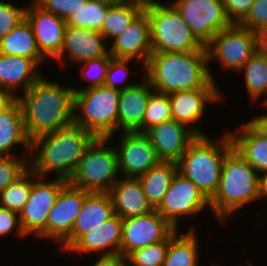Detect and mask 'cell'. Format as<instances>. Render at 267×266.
Wrapping results in <instances>:
<instances>
[{
	"instance_id": "cell-6",
	"label": "cell",
	"mask_w": 267,
	"mask_h": 266,
	"mask_svg": "<svg viewBox=\"0 0 267 266\" xmlns=\"http://www.w3.org/2000/svg\"><path fill=\"white\" fill-rule=\"evenodd\" d=\"M120 90L106 86L75 91L73 120L96 138L115 137L118 133Z\"/></svg>"
},
{
	"instance_id": "cell-41",
	"label": "cell",
	"mask_w": 267,
	"mask_h": 266,
	"mask_svg": "<svg viewBox=\"0 0 267 266\" xmlns=\"http://www.w3.org/2000/svg\"><path fill=\"white\" fill-rule=\"evenodd\" d=\"M239 25L260 34L267 27V0H255L249 14Z\"/></svg>"
},
{
	"instance_id": "cell-39",
	"label": "cell",
	"mask_w": 267,
	"mask_h": 266,
	"mask_svg": "<svg viewBox=\"0 0 267 266\" xmlns=\"http://www.w3.org/2000/svg\"><path fill=\"white\" fill-rule=\"evenodd\" d=\"M132 59H115L110 60L107 70L104 86L124 90L135 86L137 82L127 83V75L129 74V64L134 62Z\"/></svg>"
},
{
	"instance_id": "cell-52",
	"label": "cell",
	"mask_w": 267,
	"mask_h": 266,
	"mask_svg": "<svg viewBox=\"0 0 267 266\" xmlns=\"http://www.w3.org/2000/svg\"><path fill=\"white\" fill-rule=\"evenodd\" d=\"M248 266H254V264L252 262H250L249 260L247 261Z\"/></svg>"
},
{
	"instance_id": "cell-23",
	"label": "cell",
	"mask_w": 267,
	"mask_h": 266,
	"mask_svg": "<svg viewBox=\"0 0 267 266\" xmlns=\"http://www.w3.org/2000/svg\"><path fill=\"white\" fill-rule=\"evenodd\" d=\"M39 71L32 59L0 54V87L16 98L20 95L17 91L22 89L23 94L42 76Z\"/></svg>"
},
{
	"instance_id": "cell-16",
	"label": "cell",
	"mask_w": 267,
	"mask_h": 266,
	"mask_svg": "<svg viewBox=\"0 0 267 266\" xmlns=\"http://www.w3.org/2000/svg\"><path fill=\"white\" fill-rule=\"evenodd\" d=\"M220 90L221 88H200L169 94L172 119L187 126L197 136H206L207 133L198 129L195 123L205 116L207 104L223 101L225 94Z\"/></svg>"
},
{
	"instance_id": "cell-8",
	"label": "cell",
	"mask_w": 267,
	"mask_h": 266,
	"mask_svg": "<svg viewBox=\"0 0 267 266\" xmlns=\"http://www.w3.org/2000/svg\"><path fill=\"white\" fill-rule=\"evenodd\" d=\"M150 18L152 53L206 49L172 4L144 9Z\"/></svg>"
},
{
	"instance_id": "cell-12",
	"label": "cell",
	"mask_w": 267,
	"mask_h": 266,
	"mask_svg": "<svg viewBox=\"0 0 267 266\" xmlns=\"http://www.w3.org/2000/svg\"><path fill=\"white\" fill-rule=\"evenodd\" d=\"M210 210V201L198 187L177 172L160 205L155 209L160 217L175 230H180V218L196 216L204 208Z\"/></svg>"
},
{
	"instance_id": "cell-34",
	"label": "cell",
	"mask_w": 267,
	"mask_h": 266,
	"mask_svg": "<svg viewBox=\"0 0 267 266\" xmlns=\"http://www.w3.org/2000/svg\"><path fill=\"white\" fill-rule=\"evenodd\" d=\"M110 5L102 2L88 1L81 6L66 22L68 26L101 31Z\"/></svg>"
},
{
	"instance_id": "cell-29",
	"label": "cell",
	"mask_w": 267,
	"mask_h": 266,
	"mask_svg": "<svg viewBox=\"0 0 267 266\" xmlns=\"http://www.w3.org/2000/svg\"><path fill=\"white\" fill-rule=\"evenodd\" d=\"M174 230L169 235V246L162 266H199V240L194 228L186 233Z\"/></svg>"
},
{
	"instance_id": "cell-46",
	"label": "cell",
	"mask_w": 267,
	"mask_h": 266,
	"mask_svg": "<svg viewBox=\"0 0 267 266\" xmlns=\"http://www.w3.org/2000/svg\"><path fill=\"white\" fill-rule=\"evenodd\" d=\"M267 106H262V108ZM265 114H259V116L253 117L250 121H247L259 134H261L265 139H267V111Z\"/></svg>"
},
{
	"instance_id": "cell-48",
	"label": "cell",
	"mask_w": 267,
	"mask_h": 266,
	"mask_svg": "<svg viewBox=\"0 0 267 266\" xmlns=\"http://www.w3.org/2000/svg\"><path fill=\"white\" fill-rule=\"evenodd\" d=\"M258 194L260 200L267 199V171L259 174Z\"/></svg>"
},
{
	"instance_id": "cell-30",
	"label": "cell",
	"mask_w": 267,
	"mask_h": 266,
	"mask_svg": "<svg viewBox=\"0 0 267 266\" xmlns=\"http://www.w3.org/2000/svg\"><path fill=\"white\" fill-rule=\"evenodd\" d=\"M177 172L176 162L160 161L145 174L137 177L153 209L160 205Z\"/></svg>"
},
{
	"instance_id": "cell-14",
	"label": "cell",
	"mask_w": 267,
	"mask_h": 266,
	"mask_svg": "<svg viewBox=\"0 0 267 266\" xmlns=\"http://www.w3.org/2000/svg\"><path fill=\"white\" fill-rule=\"evenodd\" d=\"M120 134L119 146H115L120 177L137 178L160 162L145 133L134 131Z\"/></svg>"
},
{
	"instance_id": "cell-19",
	"label": "cell",
	"mask_w": 267,
	"mask_h": 266,
	"mask_svg": "<svg viewBox=\"0 0 267 266\" xmlns=\"http://www.w3.org/2000/svg\"><path fill=\"white\" fill-rule=\"evenodd\" d=\"M104 41L106 42L99 31L67 25L61 52L54 60L59 61V64L63 66L64 62L79 64L86 60L106 56L109 53V46ZM63 58L68 59L65 61Z\"/></svg>"
},
{
	"instance_id": "cell-25",
	"label": "cell",
	"mask_w": 267,
	"mask_h": 266,
	"mask_svg": "<svg viewBox=\"0 0 267 266\" xmlns=\"http://www.w3.org/2000/svg\"><path fill=\"white\" fill-rule=\"evenodd\" d=\"M31 141L28 139L20 102L16 99L8 108L0 112V157L12 154L15 146H22L21 155H30Z\"/></svg>"
},
{
	"instance_id": "cell-36",
	"label": "cell",
	"mask_w": 267,
	"mask_h": 266,
	"mask_svg": "<svg viewBox=\"0 0 267 266\" xmlns=\"http://www.w3.org/2000/svg\"><path fill=\"white\" fill-rule=\"evenodd\" d=\"M169 246V236L156 244L131 252L126 257V266H162Z\"/></svg>"
},
{
	"instance_id": "cell-10",
	"label": "cell",
	"mask_w": 267,
	"mask_h": 266,
	"mask_svg": "<svg viewBox=\"0 0 267 266\" xmlns=\"http://www.w3.org/2000/svg\"><path fill=\"white\" fill-rule=\"evenodd\" d=\"M46 177L33 172V184L27 203L19 213L21 227L26 236L47 239V217L61 189L68 183L63 178Z\"/></svg>"
},
{
	"instance_id": "cell-5",
	"label": "cell",
	"mask_w": 267,
	"mask_h": 266,
	"mask_svg": "<svg viewBox=\"0 0 267 266\" xmlns=\"http://www.w3.org/2000/svg\"><path fill=\"white\" fill-rule=\"evenodd\" d=\"M232 149L228 130L216 140L208 135L197 136L176 162L178 172L190 179L210 200L218 188L225 156Z\"/></svg>"
},
{
	"instance_id": "cell-43",
	"label": "cell",
	"mask_w": 267,
	"mask_h": 266,
	"mask_svg": "<svg viewBox=\"0 0 267 266\" xmlns=\"http://www.w3.org/2000/svg\"><path fill=\"white\" fill-rule=\"evenodd\" d=\"M14 231L19 238H27L21 227L19 214L0 206V237H7Z\"/></svg>"
},
{
	"instance_id": "cell-33",
	"label": "cell",
	"mask_w": 267,
	"mask_h": 266,
	"mask_svg": "<svg viewBox=\"0 0 267 266\" xmlns=\"http://www.w3.org/2000/svg\"><path fill=\"white\" fill-rule=\"evenodd\" d=\"M33 184V171L28 168L19 178L0 192V206L18 214L28 201Z\"/></svg>"
},
{
	"instance_id": "cell-50",
	"label": "cell",
	"mask_w": 267,
	"mask_h": 266,
	"mask_svg": "<svg viewBox=\"0 0 267 266\" xmlns=\"http://www.w3.org/2000/svg\"><path fill=\"white\" fill-rule=\"evenodd\" d=\"M260 48L267 51V27L259 34Z\"/></svg>"
},
{
	"instance_id": "cell-4",
	"label": "cell",
	"mask_w": 267,
	"mask_h": 266,
	"mask_svg": "<svg viewBox=\"0 0 267 266\" xmlns=\"http://www.w3.org/2000/svg\"><path fill=\"white\" fill-rule=\"evenodd\" d=\"M258 183L259 173L233 148L225 156L218 188L209 200L217 221L221 224L228 217L236 218L235 211L260 201Z\"/></svg>"
},
{
	"instance_id": "cell-7",
	"label": "cell",
	"mask_w": 267,
	"mask_h": 266,
	"mask_svg": "<svg viewBox=\"0 0 267 266\" xmlns=\"http://www.w3.org/2000/svg\"><path fill=\"white\" fill-rule=\"evenodd\" d=\"M108 138H96L86 149L68 182L93 193H108L120 178L117 152ZM112 146V147H111Z\"/></svg>"
},
{
	"instance_id": "cell-35",
	"label": "cell",
	"mask_w": 267,
	"mask_h": 266,
	"mask_svg": "<svg viewBox=\"0 0 267 266\" xmlns=\"http://www.w3.org/2000/svg\"><path fill=\"white\" fill-rule=\"evenodd\" d=\"M171 119V104L168 95L153 91L143 117V133L151 127Z\"/></svg>"
},
{
	"instance_id": "cell-51",
	"label": "cell",
	"mask_w": 267,
	"mask_h": 266,
	"mask_svg": "<svg viewBox=\"0 0 267 266\" xmlns=\"http://www.w3.org/2000/svg\"><path fill=\"white\" fill-rule=\"evenodd\" d=\"M88 1L102 2L108 5H113V4L120 2L121 0H88Z\"/></svg>"
},
{
	"instance_id": "cell-15",
	"label": "cell",
	"mask_w": 267,
	"mask_h": 266,
	"mask_svg": "<svg viewBox=\"0 0 267 266\" xmlns=\"http://www.w3.org/2000/svg\"><path fill=\"white\" fill-rule=\"evenodd\" d=\"M174 230L155 209L142 216L122 219L120 254L126 258L137 249L164 241Z\"/></svg>"
},
{
	"instance_id": "cell-11",
	"label": "cell",
	"mask_w": 267,
	"mask_h": 266,
	"mask_svg": "<svg viewBox=\"0 0 267 266\" xmlns=\"http://www.w3.org/2000/svg\"><path fill=\"white\" fill-rule=\"evenodd\" d=\"M171 4L204 46L217 33L233 25L222 0H174Z\"/></svg>"
},
{
	"instance_id": "cell-44",
	"label": "cell",
	"mask_w": 267,
	"mask_h": 266,
	"mask_svg": "<svg viewBox=\"0 0 267 266\" xmlns=\"http://www.w3.org/2000/svg\"><path fill=\"white\" fill-rule=\"evenodd\" d=\"M255 0H222L228 19L232 24H240L249 14Z\"/></svg>"
},
{
	"instance_id": "cell-31",
	"label": "cell",
	"mask_w": 267,
	"mask_h": 266,
	"mask_svg": "<svg viewBox=\"0 0 267 266\" xmlns=\"http://www.w3.org/2000/svg\"><path fill=\"white\" fill-rule=\"evenodd\" d=\"M244 71V72H243ZM243 72L245 88L252 102L261 99V105L267 106V51L259 49L239 70Z\"/></svg>"
},
{
	"instance_id": "cell-49",
	"label": "cell",
	"mask_w": 267,
	"mask_h": 266,
	"mask_svg": "<svg viewBox=\"0 0 267 266\" xmlns=\"http://www.w3.org/2000/svg\"><path fill=\"white\" fill-rule=\"evenodd\" d=\"M137 6H140L143 10L152 7V6H160L165 5V3H161L162 0H130Z\"/></svg>"
},
{
	"instance_id": "cell-18",
	"label": "cell",
	"mask_w": 267,
	"mask_h": 266,
	"mask_svg": "<svg viewBox=\"0 0 267 266\" xmlns=\"http://www.w3.org/2000/svg\"><path fill=\"white\" fill-rule=\"evenodd\" d=\"M109 54L115 59H132L142 64V70L152 54L150 41V18L142 10L128 28L109 45Z\"/></svg>"
},
{
	"instance_id": "cell-2",
	"label": "cell",
	"mask_w": 267,
	"mask_h": 266,
	"mask_svg": "<svg viewBox=\"0 0 267 266\" xmlns=\"http://www.w3.org/2000/svg\"><path fill=\"white\" fill-rule=\"evenodd\" d=\"M74 93L70 85L61 86L42 75L29 90L17 97L30 141L73 121Z\"/></svg>"
},
{
	"instance_id": "cell-26",
	"label": "cell",
	"mask_w": 267,
	"mask_h": 266,
	"mask_svg": "<svg viewBox=\"0 0 267 266\" xmlns=\"http://www.w3.org/2000/svg\"><path fill=\"white\" fill-rule=\"evenodd\" d=\"M115 215L109 193L90 192L73 226V244L84 234L105 223Z\"/></svg>"
},
{
	"instance_id": "cell-27",
	"label": "cell",
	"mask_w": 267,
	"mask_h": 266,
	"mask_svg": "<svg viewBox=\"0 0 267 266\" xmlns=\"http://www.w3.org/2000/svg\"><path fill=\"white\" fill-rule=\"evenodd\" d=\"M228 131L235 151L241 155L259 174L267 171V139L248 122Z\"/></svg>"
},
{
	"instance_id": "cell-3",
	"label": "cell",
	"mask_w": 267,
	"mask_h": 266,
	"mask_svg": "<svg viewBox=\"0 0 267 266\" xmlns=\"http://www.w3.org/2000/svg\"><path fill=\"white\" fill-rule=\"evenodd\" d=\"M144 72L154 91L166 95L200 88H219L216 81L211 80L206 49L152 53Z\"/></svg>"
},
{
	"instance_id": "cell-9",
	"label": "cell",
	"mask_w": 267,
	"mask_h": 266,
	"mask_svg": "<svg viewBox=\"0 0 267 266\" xmlns=\"http://www.w3.org/2000/svg\"><path fill=\"white\" fill-rule=\"evenodd\" d=\"M205 48L209 74L211 80L216 81L209 64L218 61L223 70L239 73L244 64L260 49L259 34L233 24L217 33Z\"/></svg>"
},
{
	"instance_id": "cell-21",
	"label": "cell",
	"mask_w": 267,
	"mask_h": 266,
	"mask_svg": "<svg viewBox=\"0 0 267 266\" xmlns=\"http://www.w3.org/2000/svg\"><path fill=\"white\" fill-rule=\"evenodd\" d=\"M122 240V218L114 215L101 226L82 235L66 252L98 256L120 254ZM80 254V255H79Z\"/></svg>"
},
{
	"instance_id": "cell-22",
	"label": "cell",
	"mask_w": 267,
	"mask_h": 266,
	"mask_svg": "<svg viewBox=\"0 0 267 266\" xmlns=\"http://www.w3.org/2000/svg\"><path fill=\"white\" fill-rule=\"evenodd\" d=\"M142 82H138L135 86L130 88L120 90L118 105L119 133L120 131H137L143 133V117L150 94L154 89L145 77Z\"/></svg>"
},
{
	"instance_id": "cell-24",
	"label": "cell",
	"mask_w": 267,
	"mask_h": 266,
	"mask_svg": "<svg viewBox=\"0 0 267 266\" xmlns=\"http://www.w3.org/2000/svg\"><path fill=\"white\" fill-rule=\"evenodd\" d=\"M108 193L114 213L122 219L142 216L154 210L137 178L120 177Z\"/></svg>"
},
{
	"instance_id": "cell-37",
	"label": "cell",
	"mask_w": 267,
	"mask_h": 266,
	"mask_svg": "<svg viewBox=\"0 0 267 266\" xmlns=\"http://www.w3.org/2000/svg\"><path fill=\"white\" fill-rule=\"evenodd\" d=\"M112 57L108 53L106 56H102L99 58L86 60L82 63H79L81 66V75L88 80V85L86 84V87H73V91H80V90H86L89 88L94 87H100L104 85L107 70L110 64V60Z\"/></svg>"
},
{
	"instance_id": "cell-42",
	"label": "cell",
	"mask_w": 267,
	"mask_h": 266,
	"mask_svg": "<svg viewBox=\"0 0 267 266\" xmlns=\"http://www.w3.org/2000/svg\"><path fill=\"white\" fill-rule=\"evenodd\" d=\"M43 9L68 20L87 0H34Z\"/></svg>"
},
{
	"instance_id": "cell-17",
	"label": "cell",
	"mask_w": 267,
	"mask_h": 266,
	"mask_svg": "<svg viewBox=\"0 0 267 266\" xmlns=\"http://www.w3.org/2000/svg\"><path fill=\"white\" fill-rule=\"evenodd\" d=\"M29 3L25 18L32 26L40 53L52 61L61 52L67 22L43 9L34 0Z\"/></svg>"
},
{
	"instance_id": "cell-40",
	"label": "cell",
	"mask_w": 267,
	"mask_h": 266,
	"mask_svg": "<svg viewBox=\"0 0 267 266\" xmlns=\"http://www.w3.org/2000/svg\"><path fill=\"white\" fill-rule=\"evenodd\" d=\"M25 6L0 0V40L25 19Z\"/></svg>"
},
{
	"instance_id": "cell-38",
	"label": "cell",
	"mask_w": 267,
	"mask_h": 266,
	"mask_svg": "<svg viewBox=\"0 0 267 266\" xmlns=\"http://www.w3.org/2000/svg\"><path fill=\"white\" fill-rule=\"evenodd\" d=\"M30 155L0 157V192L19 178L28 168Z\"/></svg>"
},
{
	"instance_id": "cell-20",
	"label": "cell",
	"mask_w": 267,
	"mask_h": 266,
	"mask_svg": "<svg viewBox=\"0 0 267 266\" xmlns=\"http://www.w3.org/2000/svg\"><path fill=\"white\" fill-rule=\"evenodd\" d=\"M149 137L160 161L177 162L197 135L187 126L171 119L148 129Z\"/></svg>"
},
{
	"instance_id": "cell-45",
	"label": "cell",
	"mask_w": 267,
	"mask_h": 266,
	"mask_svg": "<svg viewBox=\"0 0 267 266\" xmlns=\"http://www.w3.org/2000/svg\"><path fill=\"white\" fill-rule=\"evenodd\" d=\"M90 266H126V258L121 254L101 255Z\"/></svg>"
},
{
	"instance_id": "cell-13",
	"label": "cell",
	"mask_w": 267,
	"mask_h": 266,
	"mask_svg": "<svg viewBox=\"0 0 267 266\" xmlns=\"http://www.w3.org/2000/svg\"><path fill=\"white\" fill-rule=\"evenodd\" d=\"M90 192L72 186L69 182L61 189L47 217V241L59 243L62 251L73 245V226Z\"/></svg>"
},
{
	"instance_id": "cell-32",
	"label": "cell",
	"mask_w": 267,
	"mask_h": 266,
	"mask_svg": "<svg viewBox=\"0 0 267 266\" xmlns=\"http://www.w3.org/2000/svg\"><path fill=\"white\" fill-rule=\"evenodd\" d=\"M142 10L140 6L130 0H121L110 5L100 33L106 41L108 39L113 40L128 28L129 24Z\"/></svg>"
},
{
	"instance_id": "cell-1",
	"label": "cell",
	"mask_w": 267,
	"mask_h": 266,
	"mask_svg": "<svg viewBox=\"0 0 267 266\" xmlns=\"http://www.w3.org/2000/svg\"><path fill=\"white\" fill-rule=\"evenodd\" d=\"M96 137L74 120L55 132L31 141L29 168L37 175L69 180L77 169L86 149Z\"/></svg>"
},
{
	"instance_id": "cell-28",
	"label": "cell",
	"mask_w": 267,
	"mask_h": 266,
	"mask_svg": "<svg viewBox=\"0 0 267 266\" xmlns=\"http://www.w3.org/2000/svg\"><path fill=\"white\" fill-rule=\"evenodd\" d=\"M0 54L26 57L38 66L47 61L38 49L32 26L26 18L0 40Z\"/></svg>"
},
{
	"instance_id": "cell-47",
	"label": "cell",
	"mask_w": 267,
	"mask_h": 266,
	"mask_svg": "<svg viewBox=\"0 0 267 266\" xmlns=\"http://www.w3.org/2000/svg\"><path fill=\"white\" fill-rule=\"evenodd\" d=\"M16 99L8 90L0 87V112L8 108Z\"/></svg>"
}]
</instances>
